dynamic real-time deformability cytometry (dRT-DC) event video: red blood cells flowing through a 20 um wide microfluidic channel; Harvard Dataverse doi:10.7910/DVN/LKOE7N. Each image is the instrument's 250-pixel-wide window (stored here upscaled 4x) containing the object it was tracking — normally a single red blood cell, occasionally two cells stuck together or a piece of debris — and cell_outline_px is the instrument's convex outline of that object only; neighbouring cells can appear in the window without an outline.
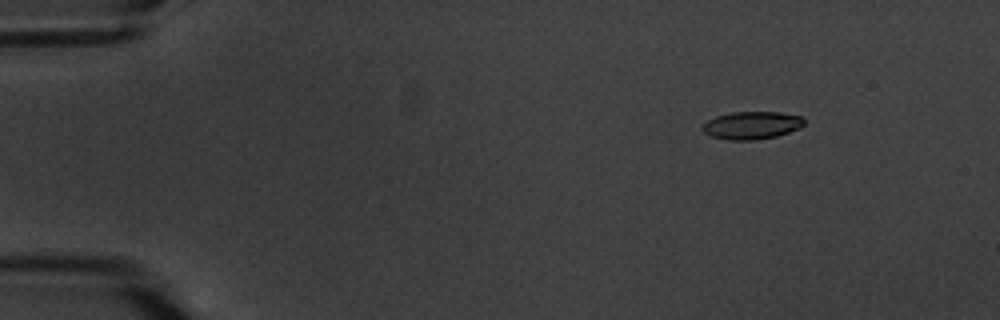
{"species": "common noctule bat (a hibernating species)", "species_latin": "Nyctalus noctula", "temperature_condition": "warm", "stored_images_in_passage": 6, "camera_frame_rate_fps": 3000, "um_per_image_px": 0.085, "animal": {"sex": "male", "body_mass_g": 20.1, "forearm_length_mm": 53.5}, "frame": {"image": 1, "passage_image": 3, "time_ms": 2.333, "image_size_px": [1000, 320], "cell_outline_px": [[804, 124], [800, 128], [776, 136], [756, 140], [728, 140], [712, 136], [704, 132], [700, 128], [708, 120], [716, 116], [732, 112], [780, 112], [800, 116], [804, 120]], "centroid_in_image_um": [63.89, 10.65], "position_along_channel_um": 21.1, "area_um2": 16.36}}
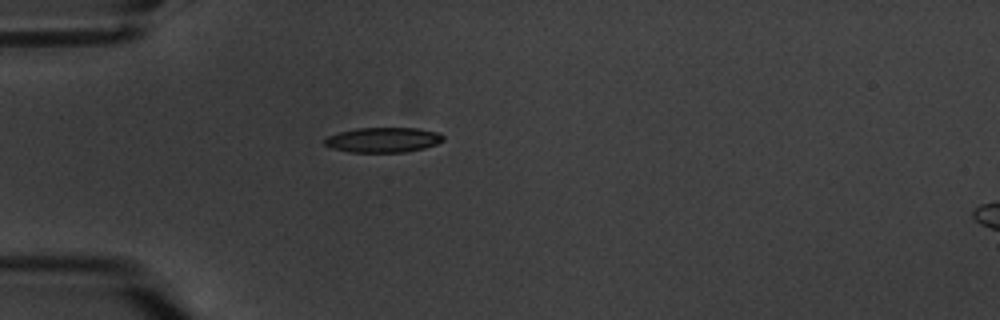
{"frame": {"image": 2, "passage_image": 5, "time_ms": 5.667, "image_size_px": [1000, 320], "cell_outline_px": [[444, 140], [436, 144], [424, 148], [404, 152], [348, 152], [332, 148], [324, 144], [324, 140], [328, 136], [340, 132], [356, 128], [416, 128], [440, 132], [444, 136]], "centroid_in_image_um": [32.59, 11.89], "position_along_channel_um": 52.4, "area_um2": 17.28}}